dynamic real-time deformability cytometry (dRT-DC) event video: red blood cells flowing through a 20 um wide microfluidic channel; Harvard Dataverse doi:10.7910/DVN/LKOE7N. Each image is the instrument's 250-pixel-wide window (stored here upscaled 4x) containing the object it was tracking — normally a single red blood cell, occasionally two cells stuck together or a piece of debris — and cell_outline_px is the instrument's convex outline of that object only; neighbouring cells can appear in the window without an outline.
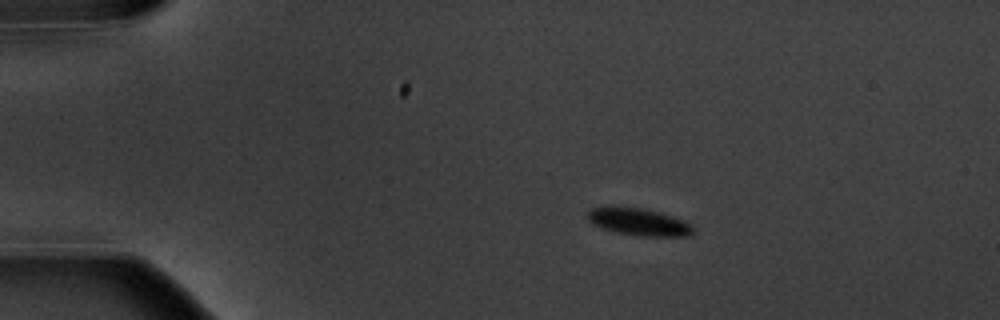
{"species": "common noctule bat (a hibernating species)", "species_latin": "Nyctalus noctula", "temperature_condition": "warm", "stored_images_in_passage": 3, "camera_frame_rate_fps": 3000, "um_per_image_px": 0.085, "animal": {"sex": "male", "body_mass_g": 20.1, "forearm_length_mm": 53.5}, "frame": {"image": 1, "passage_image": 1, "time_ms": 0.0, "image_size_px": [1000, 320], "cell_outline_px": [[696, 232], [692, 236], [640, 236], [616, 232], [600, 228], [592, 224], [588, 220], [588, 212], [592, 208], [644, 208], [660, 212], [684, 220], [692, 224]], "centroid_in_image_um": [54.38, 18.89], "position_along_channel_um": 30.6, "area_um2": 16.7}}